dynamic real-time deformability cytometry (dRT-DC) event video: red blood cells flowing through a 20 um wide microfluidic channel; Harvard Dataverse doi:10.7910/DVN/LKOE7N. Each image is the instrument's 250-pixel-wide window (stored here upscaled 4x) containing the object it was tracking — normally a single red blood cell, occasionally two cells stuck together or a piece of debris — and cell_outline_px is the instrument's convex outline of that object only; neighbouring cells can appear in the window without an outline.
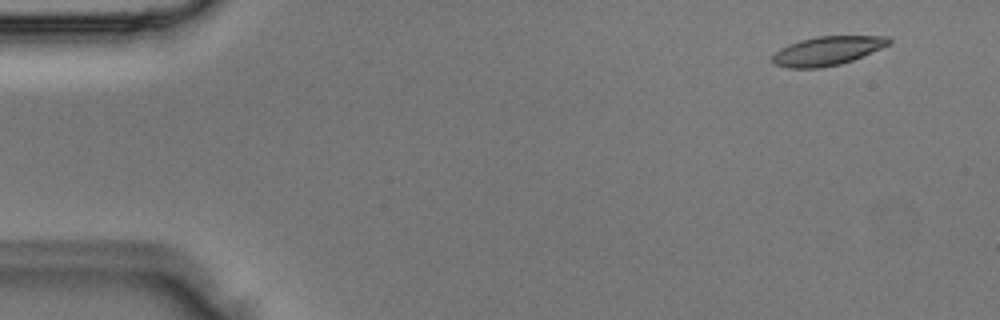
{"species": "Egyptian fruit bat (a non-hibernating species)", "species_latin": "Rousettus aegyptiacus", "temperature_condition": "room temperature", "stored_images_in_passage": 3, "camera_frame_rate_fps": 3000, "um_per_image_px": 0.085, "animal": {"sex": "male"}, "frame": {"image": 1, "passage_image": 1, "time_ms": 0.0, "image_size_px": [1000, 320], "cell_outline_px": [[892, 44], [852, 60], [840, 64], [820, 68], [788, 68], [772, 64], [772, 56], [780, 48], [800, 40], [816, 36], [888, 36], [892, 40]], "centroid_in_image_um": [70.33, 4.32], "position_along_channel_um": 14.7, "area_um2": 19.71}}
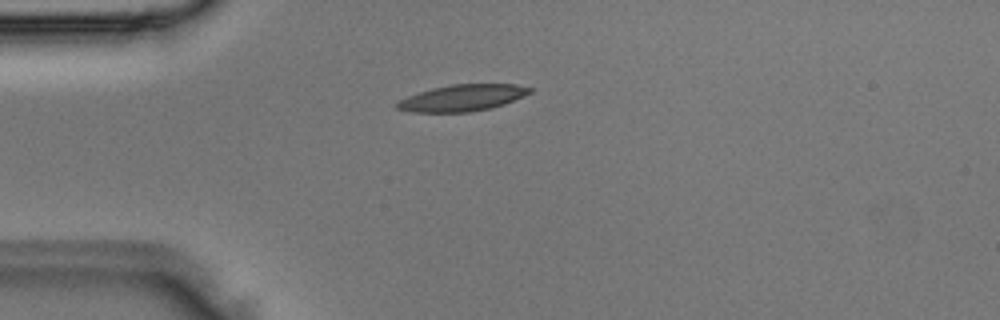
{"frame": {"image": 2, "passage_image": 3, "time_ms": 0.667, "image_size_px": [1000, 320], "cell_outline_px": [[532, 92], [504, 104], [472, 112], [412, 112], [396, 108], [396, 104], [400, 100], [408, 96], [432, 88], [452, 84], [516, 84], [532, 88]], "centroid_in_image_um": [39.31, 8.31], "position_along_channel_um": 45.7, "area_um2": 20.29}}